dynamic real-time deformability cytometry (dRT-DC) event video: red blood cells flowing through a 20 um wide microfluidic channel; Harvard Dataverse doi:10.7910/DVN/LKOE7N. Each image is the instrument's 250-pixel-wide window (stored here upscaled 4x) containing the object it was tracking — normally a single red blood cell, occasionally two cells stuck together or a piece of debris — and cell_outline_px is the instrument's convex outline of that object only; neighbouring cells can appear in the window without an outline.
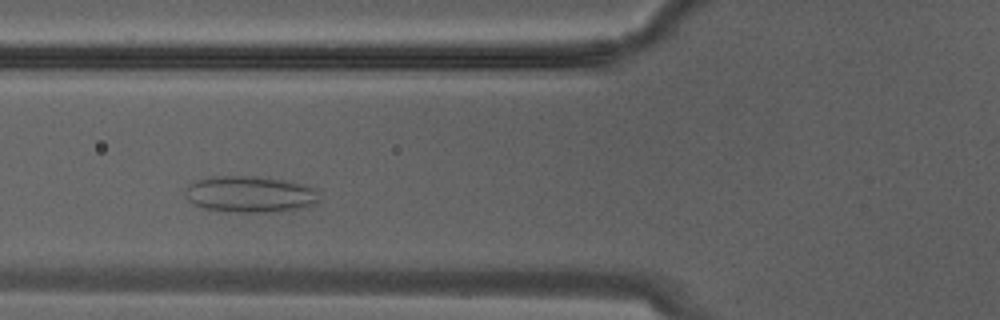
{"species": "Egyptian fruit bat (a non-hibernating species)", "species_latin": "Rousettus aegyptiacus", "temperature_condition": "warm", "stored_images_in_passage": 13, "camera_frame_rate_fps": 3000, "um_per_image_px": 0.085, "animal": {"sex": "male"}, "frame": {"image": 1, "passage_image": 6, "time_ms": 1.667, "image_size_px": [1000, 320], "cell_outline_px": [[320, 200], [316, 204], [300, 208], [260, 212], [236, 212], [204, 208], [188, 200], [184, 196], [184, 192], [196, 180], [212, 176], [268, 176], [304, 184], [316, 188]], "centroid_in_image_um": [21.3, 16.48], "position_along_channel_um": 104.5, "area_um2": 28.5}}